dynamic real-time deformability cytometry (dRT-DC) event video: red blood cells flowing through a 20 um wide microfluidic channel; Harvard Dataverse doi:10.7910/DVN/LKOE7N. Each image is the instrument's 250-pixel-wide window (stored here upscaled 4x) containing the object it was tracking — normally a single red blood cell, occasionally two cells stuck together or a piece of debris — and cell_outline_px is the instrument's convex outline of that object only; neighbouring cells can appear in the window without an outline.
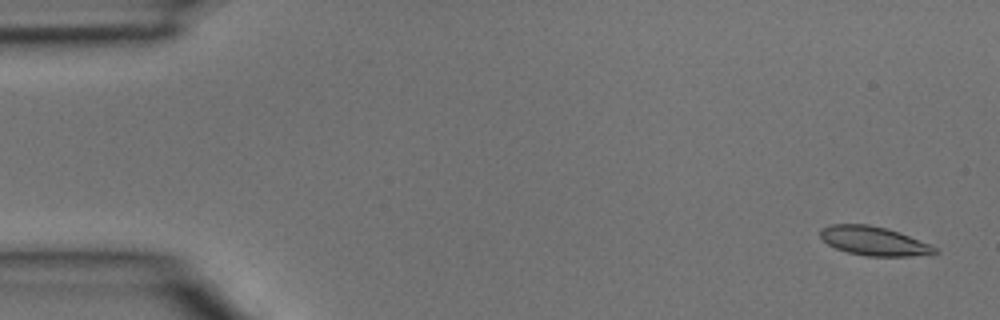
{"species": "common noctule bat (a hibernating species)", "species_latin": "Nyctalus noctula", "temperature_condition": "room temperature", "stored_images_in_passage": 5, "segment_of_instrument_passage": [1, 2], "camera_frame_rate_fps": 3000, "um_per_image_px": 0.085, "animal": {"sex": "male", "body_mass_g": 15.6}, "frame": {"image": 1, "passage_image": 1, "time_ms": 0.0, "image_size_px": [1000, 320], "cell_outline_px": [[940, 252], [908, 256], [864, 256], [848, 252], [836, 248], [828, 244], [820, 236], [820, 228], [832, 224], [868, 224], [888, 228], [900, 232], [928, 244], [936, 248]], "centroid_in_image_um": [74.24, 20.47], "position_along_channel_um": 10.8, "area_um2": 19.19}}
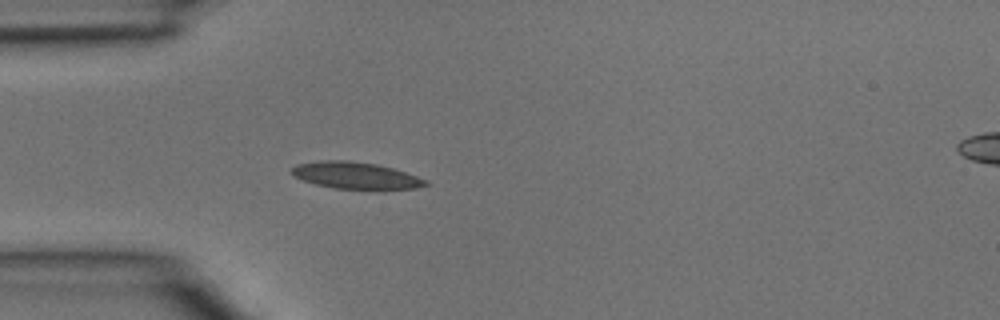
{"frame": {"image": 2, "passage_image": 4, "time_ms": 1.0, "image_size_px": [1000, 320], "cell_outline_px": [[428, 184], [416, 188], [336, 188], [316, 184], [304, 180], [288, 172], [296, 164], [320, 160], [348, 160], [376, 164], [392, 168], [428, 180]], "centroid_in_image_um": [30.18, 14.89], "position_along_channel_um": 54.8, "area_um2": 20.4}}